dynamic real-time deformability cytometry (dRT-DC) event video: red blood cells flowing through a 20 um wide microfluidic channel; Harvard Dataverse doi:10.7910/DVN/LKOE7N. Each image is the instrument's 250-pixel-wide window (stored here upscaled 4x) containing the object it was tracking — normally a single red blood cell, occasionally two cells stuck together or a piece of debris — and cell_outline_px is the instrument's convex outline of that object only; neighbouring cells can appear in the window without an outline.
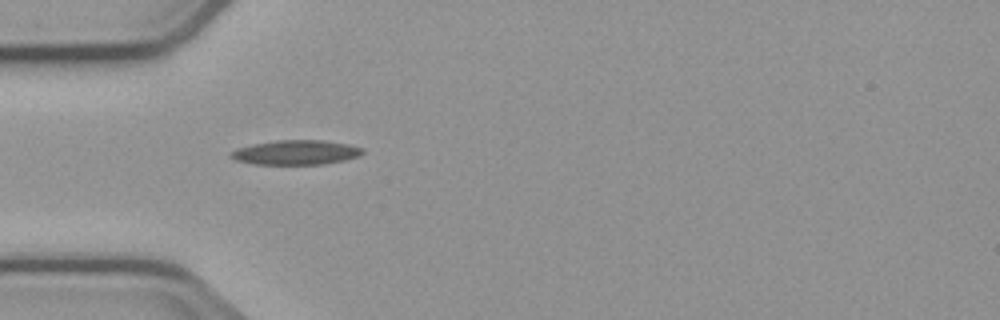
{"species": "common noctule bat (a hibernating species)", "species_latin": "Nyctalus noctula", "temperature_condition": "cold", "stored_images_in_passage": 7, "camera_frame_rate_fps": 3000, "um_per_image_px": 0.085, "animal": {"sex": "male", "body_mass_g": 23.1, "forearm_length_mm": 52.7}, "frame": {"image": 1, "passage_image": 1, "time_ms": 0.0, "image_size_px": [1000, 320], "cell_outline_px": [[364, 152], [356, 156], [344, 160], [324, 164], [252, 164], [236, 160], [228, 156], [236, 148], [252, 144], [276, 140], [324, 140], [348, 144], [364, 148]], "centroid_in_image_um": [25.13, 12.95], "position_along_channel_um": 59.9, "area_um2": 18.84}}
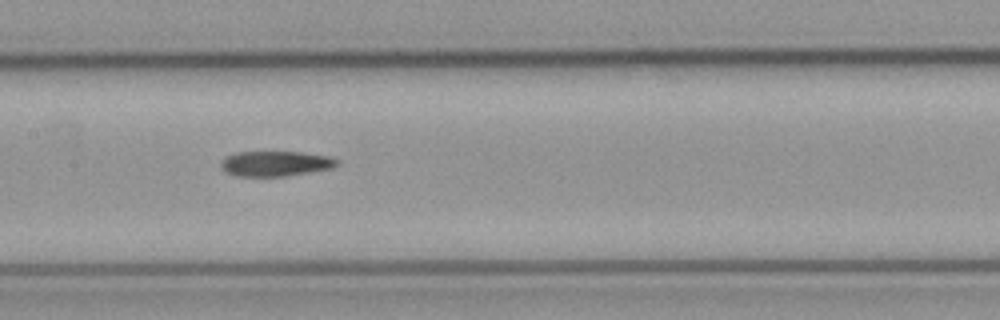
{"frame": {"image": 2, "passage_image": 4, "time_ms": 3.333, "image_size_px": [1000, 320], "cell_outline_px": [[340, 160], [332, 168], [284, 176], [236, 176], [224, 172], [220, 168], [220, 164], [224, 156], [236, 152], [300, 152], [328, 156]], "centroid_in_image_um": [23.34, 13.9], "position_along_channel_um": 184.1, "area_um2": 17.05}}
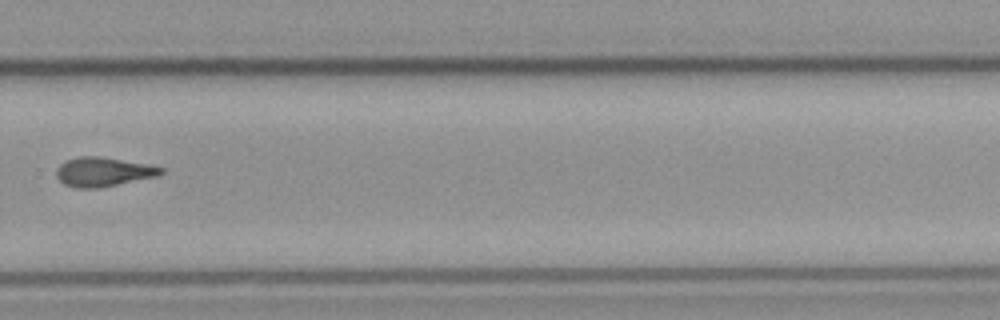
{"frame": {"image": 3, "passage_image": 7, "time_ms": 7.0, "image_size_px": [1000, 320], "cell_outline_px": [[164, 172], [160, 176], [100, 188], [76, 188], [64, 184], [56, 176], [56, 168], [60, 164], [68, 160], [80, 156], [100, 156], [148, 164], [164, 168]], "centroid_in_image_um": [8.81, 14.61], "position_along_channel_um": 321.0, "area_um2": 17.98}}